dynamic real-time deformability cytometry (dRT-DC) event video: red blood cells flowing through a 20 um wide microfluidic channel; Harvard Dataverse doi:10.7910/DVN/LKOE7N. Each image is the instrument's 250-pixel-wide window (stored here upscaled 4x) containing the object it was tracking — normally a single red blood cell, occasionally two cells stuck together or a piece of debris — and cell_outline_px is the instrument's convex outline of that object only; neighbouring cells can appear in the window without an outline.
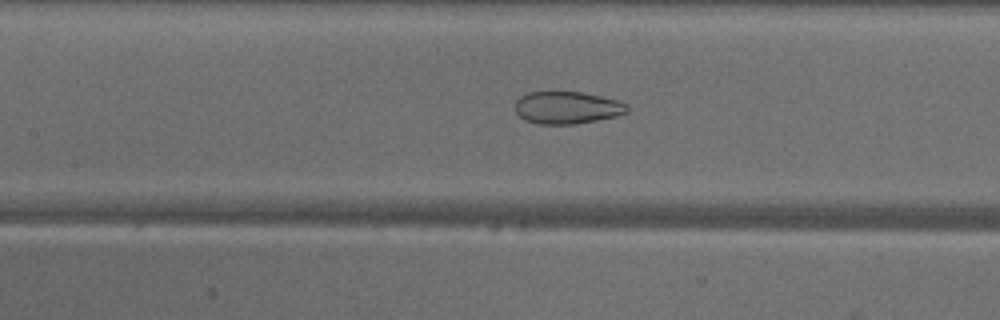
{"species": "common noctule bat (a hibernating species)", "species_latin": "Nyctalus noctula", "temperature_condition": "warm", "stored_images_in_passage": 48, "camera_frame_rate_fps": 3000, "um_per_image_px": 0.085, "animal": {"sex": "male", "body_mass_g": 18.8}, "frame": {"image": 1, "passage_image": 21, "time_ms": 6.667, "image_size_px": [1000, 320], "cell_outline_px": [[628, 112], [616, 116], [596, 120], [572, 124], [536, 124], [524, 120], [516, 112], [516, 100], [520, 96], [528, 92], [580, 92], [600, 96], [616, 100], [628, 104]], "centroid_in_image_um": [48.18, 9.15], "position_along_channel_um": 159.2, "area_um2": 21.04}}
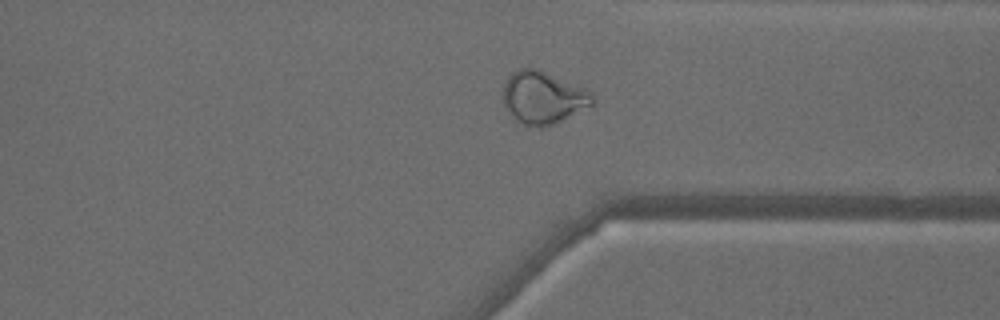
{"frame": {"image": 2, "passage_image": 36, "time_ms": 11.667, "image_size_px": [1000, 320], "cell_outline_px": [[596, 100], [592, 104], [552, 124], [540, 128], [528, 128], [516, 120], [508, 112], [500, 96], [504, 84], [508, 76], [512, 72], [520, 68], [536, 68], [584, 88], [592, 92]], "centroid_in_image_um": [46.09, 8.3], "position_along_channel_um": 365.3, "area_um2": 27.4}}
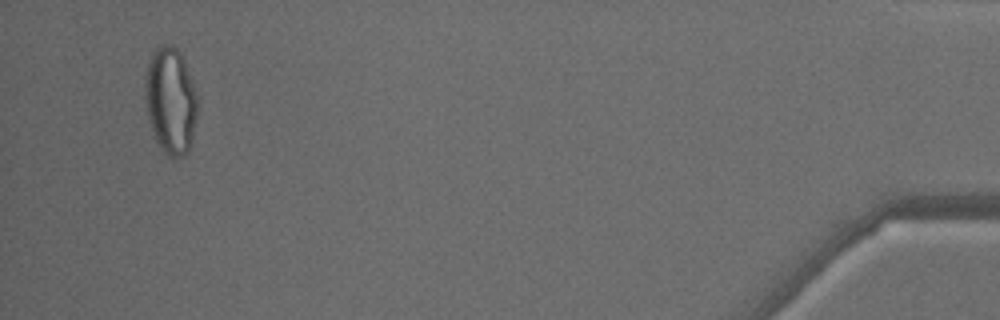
{"frame": {"image": 3, "passage_image": 46, "time_ms": 15.0, "image_size_px": [1000, 320], "cell_outline_px": [[196, 116], [192, 140], [188, 152], [184, 156], [176, 160], [172, 160], [160, 148], [156, 140], [148, 120], [144, 96], [144, 84], [148, 64], [152, 52], [156, 48], [164, 44], [172, 44], [180, 52], [196, 96]], "centroid_in_image_um": [14.46, 8.62], "position_along_channel_um": 420.7, "area_um2": 32.48}, "authors_computed_cell_mechanics": {"area_um2": 28.8711, "velocity_mm_per_s": 4.1484, "shape_relaxation_time_tau1_ms": null, "shape_relaxation_time_tau2_ms": 1.0785, "deformation_change_tau1": null, "deformation_change_tau2": 0.0744}}